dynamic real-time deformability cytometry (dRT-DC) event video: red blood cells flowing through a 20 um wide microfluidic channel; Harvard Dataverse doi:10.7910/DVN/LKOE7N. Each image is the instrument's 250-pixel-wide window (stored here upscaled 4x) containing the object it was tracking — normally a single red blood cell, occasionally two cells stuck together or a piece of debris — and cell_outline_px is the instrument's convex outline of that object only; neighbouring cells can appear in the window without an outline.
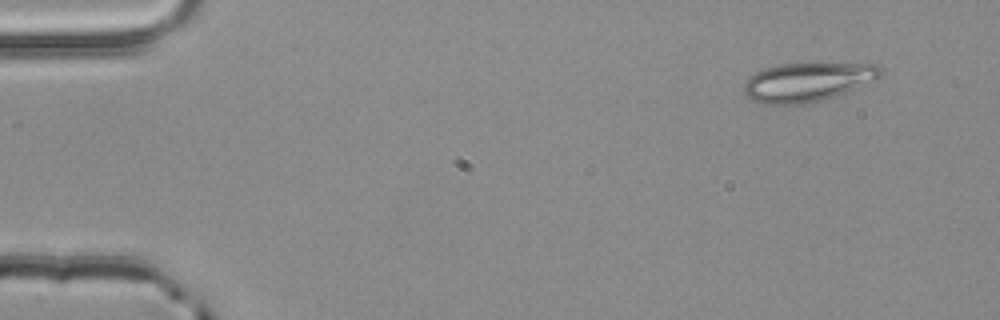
{"species": "common noctule bat (a hibernating species)", "species_latin": "Nyctalus noctula", "temperature_condition": "room temperature", "stored_images_in_passage": 4, "camera_frame_rate_fps": 3000, "um_per_image_px": 0.085, "animal": {"sex": "male", "body_mass_g": 20.4}, "frame": {"image": 1, "passage_image": 1, "time_ms": 0.0, "image_size_px": [1000, 320], "cell_outline_px": [[884, 72], [876, 80], [836, 96], [824, 100], [804, 104], [764, 104], [752, 100], [744, 96], [744, 84], [748, 76], [764, 68], [780, 64], [876, 64]], "centroid_in_image_um": [68.61, 6.98], "position_along_channel_um": 16.4, "area_um2": 31.04}}